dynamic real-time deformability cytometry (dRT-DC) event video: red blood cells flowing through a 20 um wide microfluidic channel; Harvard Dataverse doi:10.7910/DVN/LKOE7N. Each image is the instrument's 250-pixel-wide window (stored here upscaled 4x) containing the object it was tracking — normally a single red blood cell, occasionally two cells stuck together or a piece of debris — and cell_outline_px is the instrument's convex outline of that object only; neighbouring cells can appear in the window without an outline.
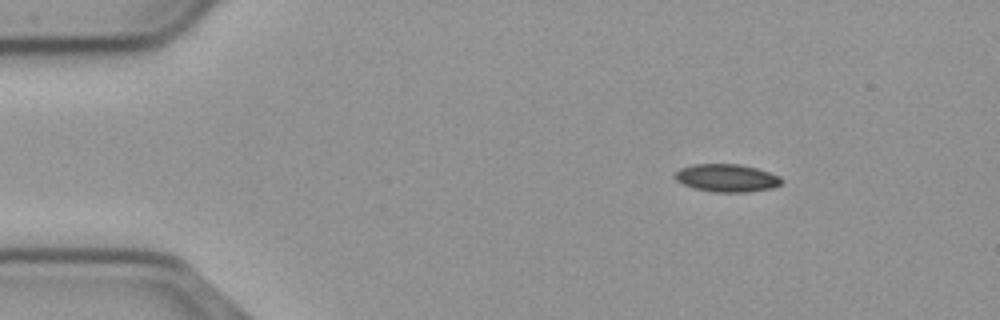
{"species": "common noctule bat (a hibernating species)", "species_latin": "Nyctalus noctula", "temperature_condition": "cold", "stored_images_in_passage": 54, "camera_frame_rate_fps": 3000, "um_per_image_px": 0.085, "animal": {"sex": "male", "body_mass_g": 23.1, "forearm_length_mm": 52.7}, "frame": {"image": 1, "passage_image": 6, "time_ms": 1.667, "image_size_px": [1000, 320], "cell_outline_px": [[780, 184], [772, 188], [744, 192], [716, 192], [696, 188], [684, 184], [676, 180], [672, 176], [680, 168], [692, 164], [740, 164], [756, 168], [780, 176]], "centroid_in_image_um": [61.74, 15.11], "position_along_channel_um": 23.3, "area_um2": 17.05}}
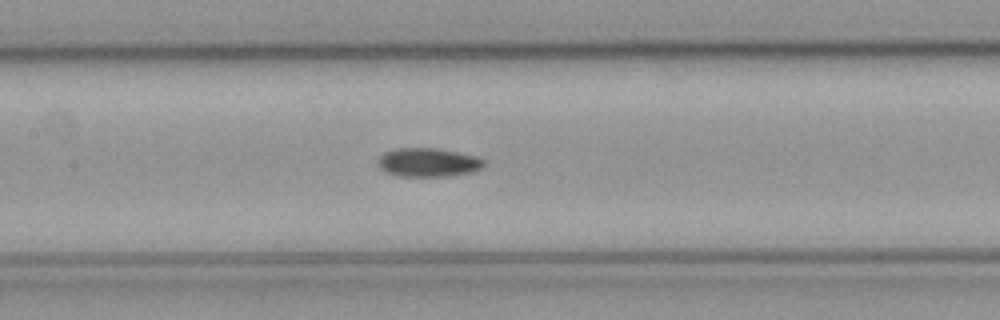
{"frame": {"image": 2, "passage_image": 24, "time_ms": 7.667, "image_size_px": [1000, 320], "cell_outline_px": [[484, 168], [472, 172], [448, 176], [400, 176], [388, 172], [380, 168], [380, 156], [384, 152], [396, 148], [440, 148], [476, 156], [484, 160]], "centroid_in_image_um": [36.45, 13.79], "position_along_channel_um": 171.0, "area_um2": 17.69}}
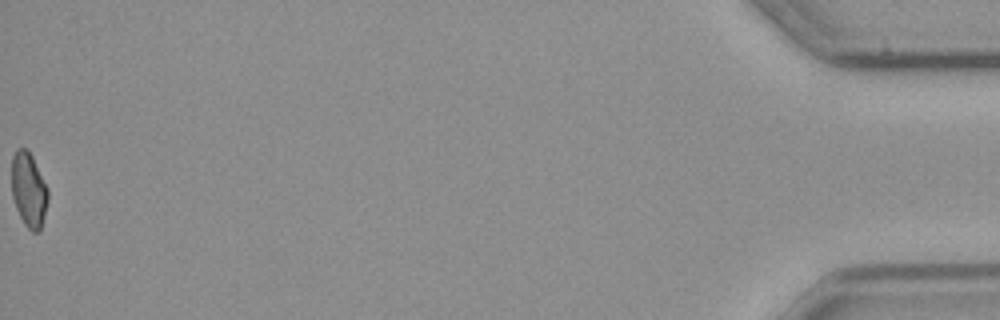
{"frame": {"image": 3, "passage_image": 54, "time_ms": 17.667, "image_size_px": [1000, 320], "cell_outline_px": [[48, 200], [44, 216], [40, 228], [36, 232], [32, 232], [24, 224], [16, 208], [12, 196], [12, 156], [16, 148], [24, 148], [32, 156], [48, 188]], "centroid_in_image_um": [2.43, 16.13], "position_along_channel_um": 432.8, "area_um2": 15.66}}